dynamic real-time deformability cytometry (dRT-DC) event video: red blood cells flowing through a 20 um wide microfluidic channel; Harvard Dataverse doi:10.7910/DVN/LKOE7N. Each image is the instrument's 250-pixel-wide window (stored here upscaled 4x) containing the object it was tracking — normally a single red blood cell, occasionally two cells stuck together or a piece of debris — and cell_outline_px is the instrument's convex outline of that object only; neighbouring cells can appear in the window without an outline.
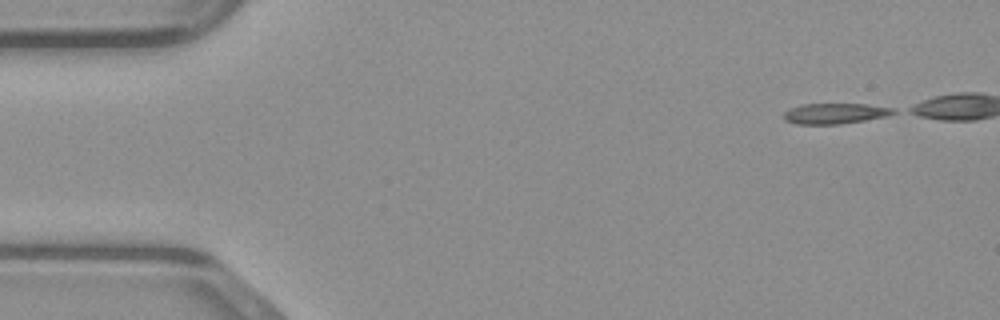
{"species": "common noctule bat (a hibernating species)", "species_latin": "Nyctalus noctula", "temperature_condition": "warm", "stored_images_in_passage": 36, "camera_frame_rate_fps": 3000, "um_per_image_px": 0.085, "animal": {"sex": "male", "body_mass_g": 23.1, "forearm_length_mm": 52.7}, "frame": {"image": 1, "passage_image": 1, "time_ms": 0.0, "image_size_px": [1000, 320], "cell_outline_px": [[896, 112], [888, 116], [840, 124], [796, 124], [784, 120], [784, 112], [792, 108], [804, 104], [868, 104], [896, 108]], "centroid_in_image_um": [71.02, 9.64], "position_along_channel_um": 14.0, "area_um2": 13.12}}
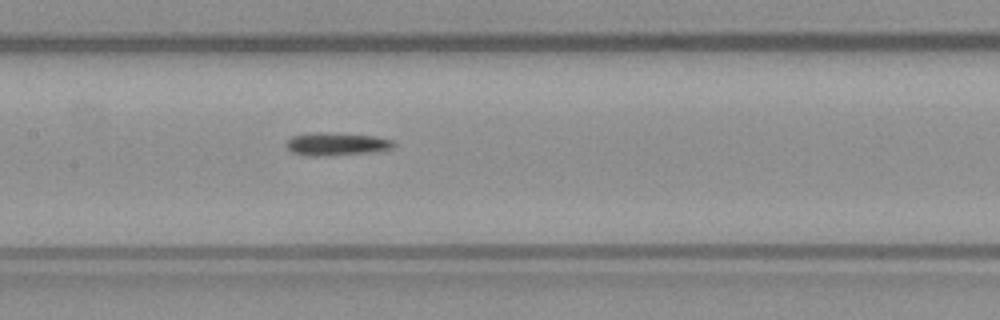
{"frame": {"image": 2, "passage_image": 20, "time_ms": 6.333, "image_size_px": [1000, 320], "cell_outline_px": [[396, 144], [392, 148], [376, 152], [328, 156], [304, 156], [292, 152], [288, 148], [288, 140], [292, 136], [312, 132], [324, 132], [372, 136], [392, 140]], "centroid_in_image_um": [28.6, 12.26], "position_along_channel_um": 178.8, "area_um2": 14.39}}
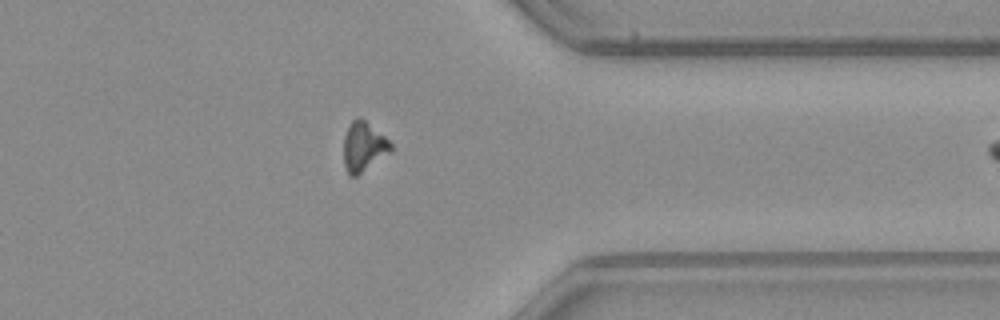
{"frame": {"image": 3, "passage_image": 35, "time_ms": 11.333, "image_size_px": [1000, 320], "cell_outline_px": [[392, 152], [356, 176], [348, 176], [344, 168], [344, 136], [352, 120], [356, 116], [360, 116], [384, 136], [392, 144]], "centroid_in_image_um": [30.9, 12.48], "position_along_channel_um": 380.5, "area_um2": 13.7}}